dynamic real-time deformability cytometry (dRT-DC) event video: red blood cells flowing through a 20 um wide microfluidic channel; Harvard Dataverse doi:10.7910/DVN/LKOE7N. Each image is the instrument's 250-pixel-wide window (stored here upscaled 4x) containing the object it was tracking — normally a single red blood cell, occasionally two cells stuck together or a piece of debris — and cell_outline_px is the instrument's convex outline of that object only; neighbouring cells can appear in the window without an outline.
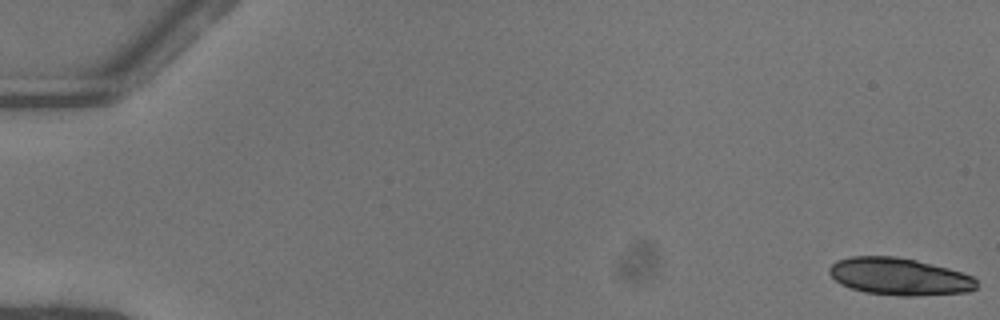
{"species": "common noctule bat (a hibernating species)", "species_latin": "Nyctalus noctula", "temperature_condition": "warm", "stored_images_in_passage": 52, "camera_frame_rate_fps": 3000, "um_per_image_px": 0.085, "animal": {"sex": "female"}, "frame": {"image": 1, "passage_image": 1, "time_ms": 0.0, "image_size_px": [1000, 320], "cell_outline_px": [[976, 288], [968, 292], [916, 296], [900, 296], [864, 292], [840, 284], [828, 272], [828, 268], [836, 260], [852, 256], [896, 256], [916, 260], [948, 268], [972, 276], [976, 280]], "centroid_in_image_um": [76.42, 23.5], "position_along_channel_um": 8.6, "area_um2": 31.96}}
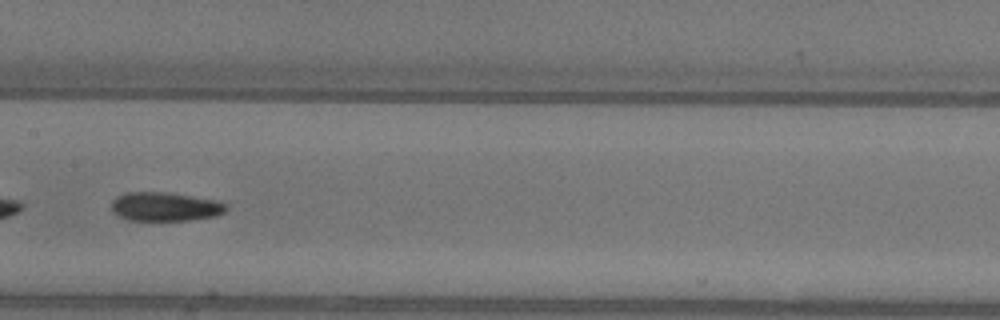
{"frame": {"image": 2, "passage_image": 28, "time_ms": 9.0, "image_size_px": [1000, 320], "cell_outline_px": [[228, 208], [224, 212], [216, 216], [188, 220], [128, 220], [116, 216], [112, 212], [112, 200], [116, 196], [124, 192], [164, 192], [224, 200], [228, 204]], "centroid_in_image_um": [14.06, 17.55], "position_along_channel_um": 193.3, "area_um2": 19.77}}
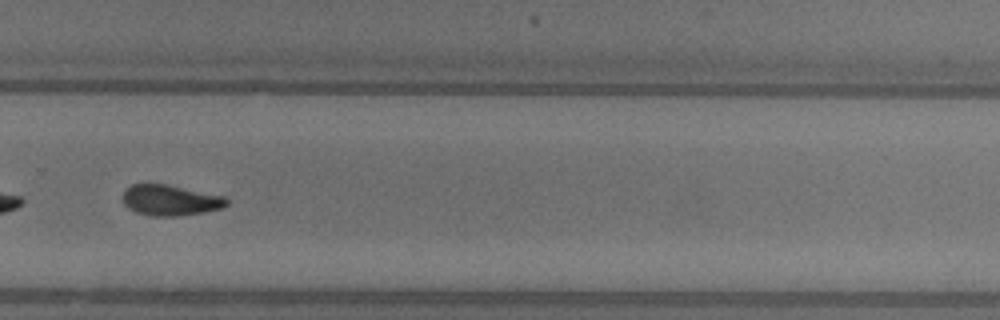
{"frame": {"image": 3, "passage_image": 37, "time_ms": 12.0, "image_size_px": [1000, 320], "cell_outline_px": [[228, 204], [220, 208], [204, 212], [176, 216], [152, 216], [136, 212], [128, 208], [124, 204], [124, 188], [132, 184], [168, 184], [224, 196], [228, 200]], "centroid_in_image_um": [14.46, 17.01], "position_along_channel_um": 315.3, "area_um2": 18.55}, "authors_computed_cell_mechanics": {"area_um2": 19.7098, "velocity_mm_per_s": 4.0832, "shape_relaxation_time_tau1_ms": 7.8737, "shape_relaxation_time_tau2_ms": 2.8402, "deformation_change_tau1": 0.2082, "deformation_change_tau2": 0.0911}}